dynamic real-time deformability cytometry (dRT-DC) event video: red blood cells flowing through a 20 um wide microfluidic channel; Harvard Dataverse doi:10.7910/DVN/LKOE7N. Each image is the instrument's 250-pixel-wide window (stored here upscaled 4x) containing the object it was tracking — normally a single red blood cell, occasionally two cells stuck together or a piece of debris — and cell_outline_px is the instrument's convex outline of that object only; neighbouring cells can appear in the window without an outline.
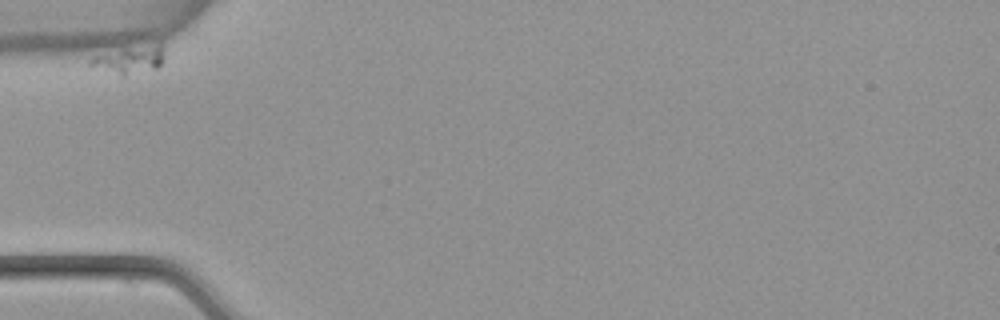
{"species": "common noctule bat (a hibernating species)", "species_latin": "Nyctalus noctula", "temperature_condition": "warm", "stored_images_in_passage": 12, "camera_frame_rate_fps": 3000, "um_per_image_px": 0.085, "animal": {"sex": "female", "body_mass_g": 22.7, "forearm_length_mm": 54.2}, "frame": {"image": 1, "passage_image": 1, "time_ms": 0.0, "image_size_px": [1000, 320], "cell_outline_px": [[160, 64], [156, 68], [124, 76], [120, 76], [88, 64], [88, 60], [92, 56], [160, 40]], "centroid_in_image_um": [10.98, 5.05], "position_along_channel_um": 74.0, "area_um2": 11.68}}